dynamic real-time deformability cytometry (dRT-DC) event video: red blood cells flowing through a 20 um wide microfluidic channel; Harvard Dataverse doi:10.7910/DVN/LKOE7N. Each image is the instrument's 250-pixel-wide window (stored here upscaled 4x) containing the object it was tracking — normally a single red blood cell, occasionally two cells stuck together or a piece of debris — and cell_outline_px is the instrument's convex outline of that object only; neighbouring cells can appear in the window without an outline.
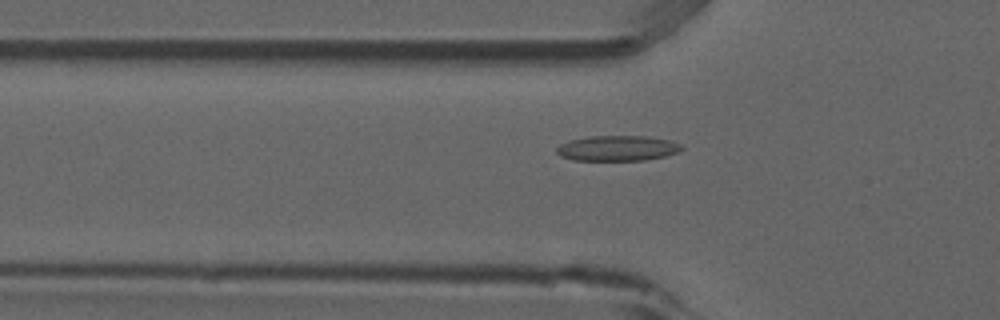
{"species": "common noctule bat (a hibernating species)", "species_latin": "Nyctalus noctula", "temperature_condition": "room temperature", "stored_images_in_passage": 53, "camera_frame_rate_fps": 3000, "um_per_image_px": 0.085, "animal": {"sex": "male", "forearm_length_mm": 52.5}, "frame": {"image": 1, "passage_image": 17, "time_ms": 5.333, "image_size_px": [1000, 320], "cell_outline_px": [[684, 148], [680, 152], [664, 156], [644, 160], [572, 160], [560, 156], [556, 152], [556, 148], [560, 144], [568, 140], [592, 136], [644, 136], [672, 140], [680, 144]], "centroid_in_image_um": [52.48, 12.6], "position_along_channel_um": 73.3, "area_um2": 18.55}}
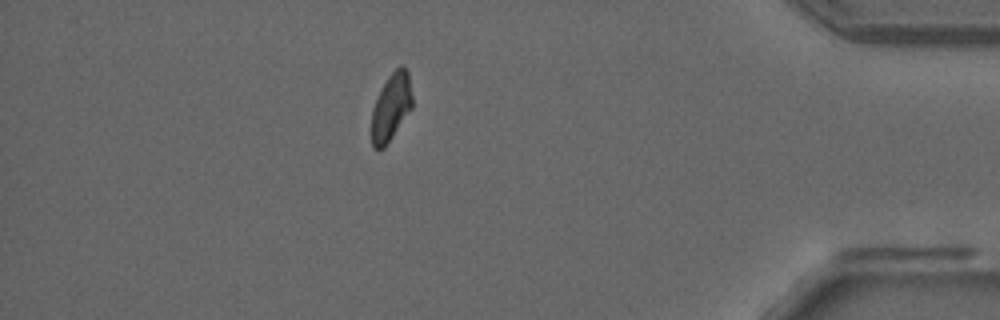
{"frame": {"image": 2, "passage_image": 46, "time_ms": 15.0, "image_size_px": [1000, 320], "cell_outline_px": [[412, 108], [384, 148], [372, 148], [372, 108], [388, 76], [400, 64], [404, 64], [408, 72], [412, 96]], "centroid_in_image_um": [33.26, 9.07], "position_along_channel_um": 401.9, "area_um2": 15.78}}
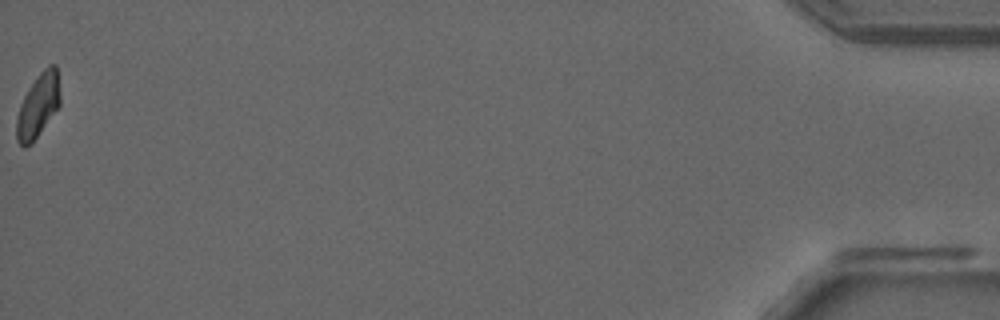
{"frame": {"image": 3, "passage_image": 53, "time_ms": 17.333, "image_size_px": [1000, 320], "cell_outline_px": [[60, 104], [32, 144], [24, 148], [16, 140], [16, 116], [20, 104], [28, 88], [40, 72], [48, 64], [56, 64], [60, 92]], "centroid_in_image_um": [3.22, 8.98], "position_along_channel_um": 432.0, "area_um2": 16.3}, "authors_computed_cell_mechanics": {"area_um2": 17.051, "velocity_mm_per_s": 3.8393, "shape_relaxation_time_tau1_ms": null, "shape_relaxation_time_tau2_ms": 3.9442, "deformation_change_tau1": null, "deformation_change_tau2": 0.1119}}